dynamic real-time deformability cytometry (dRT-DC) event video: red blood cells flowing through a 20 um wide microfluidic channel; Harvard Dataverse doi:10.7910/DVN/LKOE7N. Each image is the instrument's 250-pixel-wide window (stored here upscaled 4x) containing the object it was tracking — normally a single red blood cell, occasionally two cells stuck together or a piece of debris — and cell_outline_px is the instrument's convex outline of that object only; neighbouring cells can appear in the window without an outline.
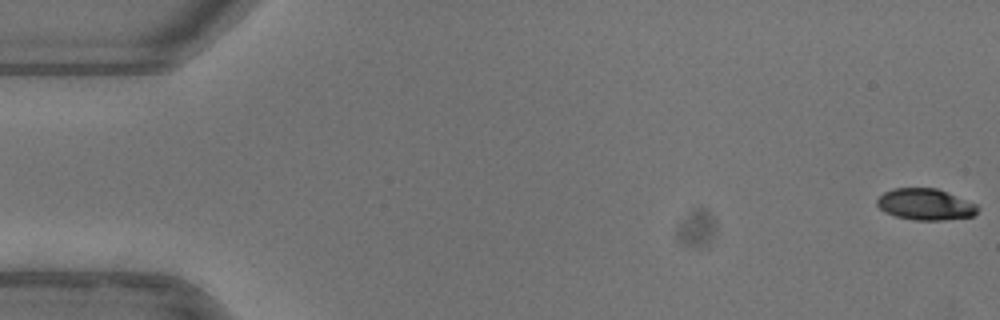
{"species": "common noctule bat (a hibernating species)", "species_latin": "Nyctalus noctula", "temperature_condition": "warm", "stored_images_in_passage": 53, "camera_frame_rate_fps": 3000, "um_per_image_px": 0.085, "animal": {"sex": "female"}, "frame": {"image": 1, "passage_image": 1, "time_ms": 0.0, "image_size_px": [1000, 320], "cell_outline_px": [[980, 208], [972, 216], [944, 220], [912, 220], [896, 216], [884, 212], [876, 204], [876, 200], [884, 192], [892, 188], [936, 188], [976, 204]], "centroid_in_image_um": [78.62, 17.37], "position_along_channel_um": 6.4, "area_um2": 18.32}}
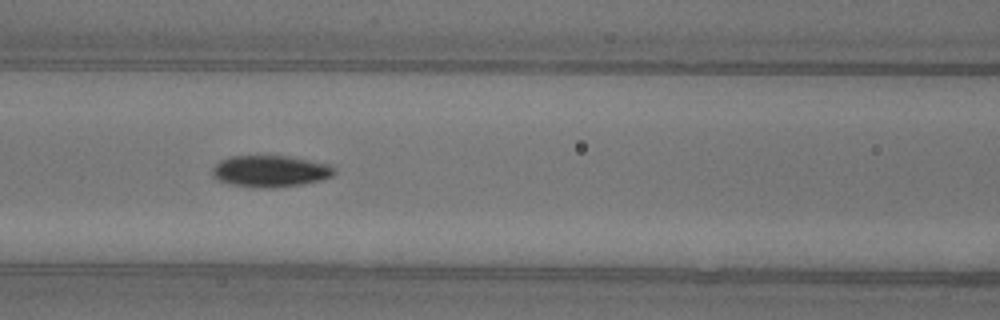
{"frame": {"image": 2, "passage_image": 23, "time_ms": 7.333, "image_size_px": [1000, 320], "cell_outline_px": [[336, 172], [332, 176], [320, 180], [304, 184], [272, 188], [252, 188], [232, 184], [220, 180], [212, 176], [212, 168], [220, 160], [228, 156], [288, 156], [332, 164], [336, 168]], "centroid_in_image_um": [23.01, 14.55], "position_along_channel_um": 143.6, "area_um2": 22.72}}
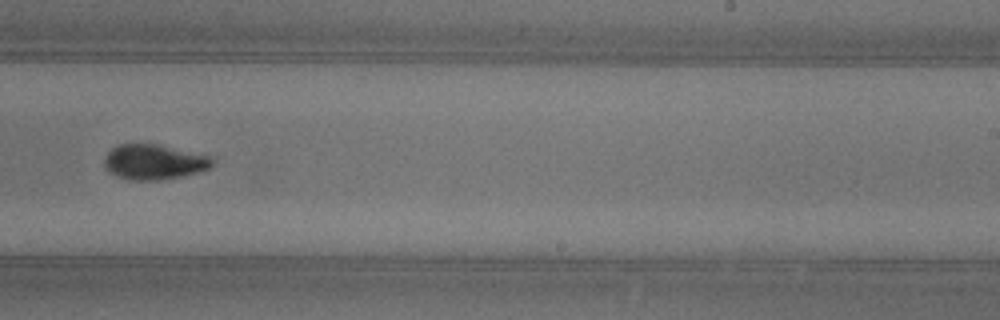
{"frame": {"image": 3, "passage_image": 33, "time_ms": 10.667, "image_size_px": [1000, 320], "cell_outline_px": [[216, 160], [208, 168], [196, 172], [180, 176], [156, 180], [132, 180], [120, 176], [112, 172], [104, 164], [104, 160], [108, 152], [112, 148], [120, 144], [160, 144], [212, 156]], "centroid_in_image_um": [13.14, 13.74], "position_along_channel_um": 275.9, "area_um2": 21.79}, "authors_computed_cell_mechanics": {"area_um2": 20.9814, "velocity_mm_per_s": 3.9813, "shape_relaxation_time_tau1_ms": 3.0062, "shape_relaxation_time_tau2_ms": 7.5816, "deformation_change_tau1": 0.1547, "deformation_change_tau2": 0.1015}}